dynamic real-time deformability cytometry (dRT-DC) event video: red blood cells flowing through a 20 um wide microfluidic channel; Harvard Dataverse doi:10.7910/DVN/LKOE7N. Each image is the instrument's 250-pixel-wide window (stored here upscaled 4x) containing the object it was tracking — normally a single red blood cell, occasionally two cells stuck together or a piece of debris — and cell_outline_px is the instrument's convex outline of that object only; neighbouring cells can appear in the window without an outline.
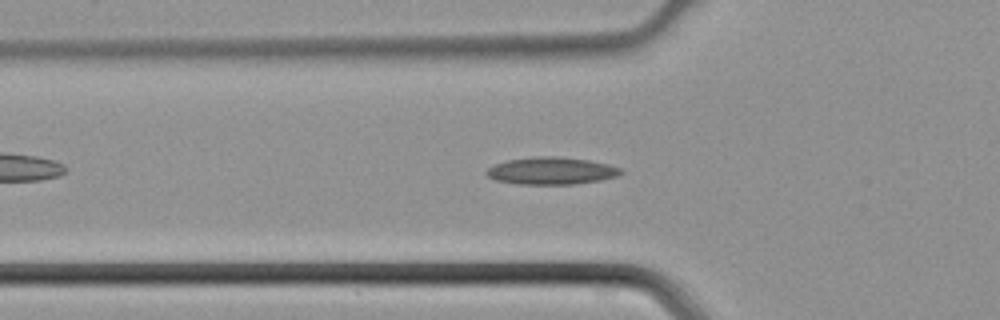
{"species": "common noctule bat (a hibernating species)", "species_latin": "Nyctalus noctula", "temperature_condition": "cold", "stored_images_in_passage": 33, "camera_frame_rate_fps": 3000, "um_per_image_px": 0.085, "animal": {"sex": "male", "body_mass_g": 21.5, "forearm_length_mm": 52.0}, "frame": {"image": 1, "passage_image": 2, "time_ms": 0.333, "image_size_px": [1000, 320], "cell_outline_px": [[624, 172], [616, 176], [600, 180], [576, 184], [520, 184], [496, 180], [488, 176], [484, 172], [488, 168], [496, 164], [508, 160], [536, 156], [556, 156], [588, 160], [608, 164], [620, 168]], "centroid_in_image_um": [46.87, 14.52], "position_along_channel_um": 78.9, "area_um2": 21.21}}
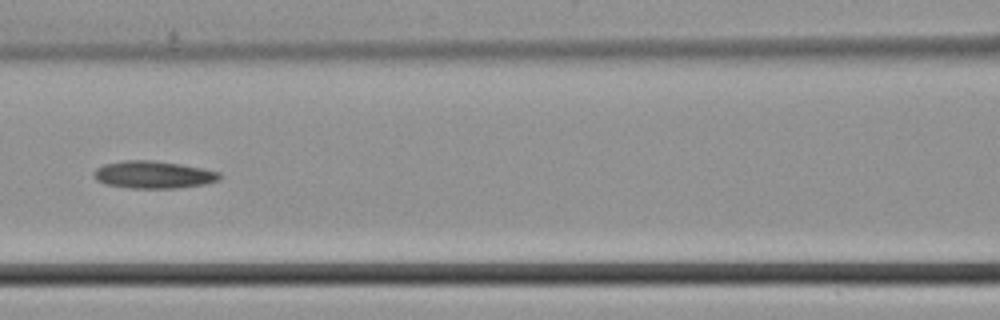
{"frame": {"image": 2, "passage_image": 7, "time_ms": 2.0, "image_size_px": [1000, 320], "cell_outline_px": [[224, 176], [216, 180], [204, 184], [176, 188], [128, 188], [104, 184], [96, 180], [92, 176], [92, 172], [96, 168], [104, 164], [124, 160], [152, 160], [180, 164], [220, 172]], "centroid_in_image_um": [12.98, 14.85], "position_along_channel_um": 153.6, "area_um2": 20.17}}
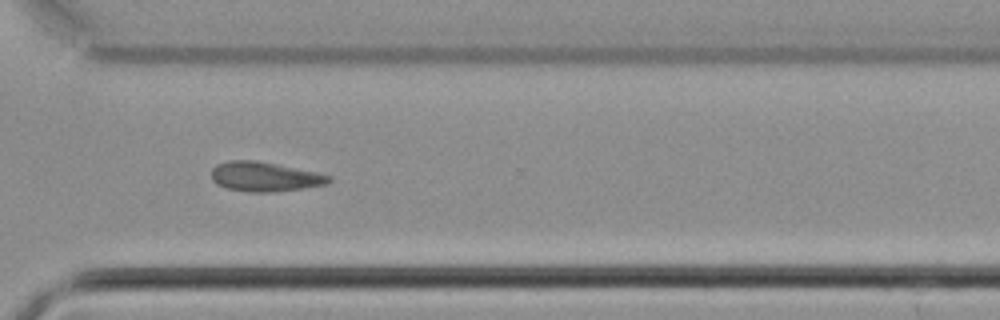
{"frame": {"image": 3, "passage_image": 20, "time_ms": 6.333, "image_size_px": [1000, 320], "cell_outline_px": [[332, 180], [328, 184], [304, 188], [272, 192], [248, 192], [228, 188], [216, 184], [212, 180], [212, 168], [216, 164], [228, 160], [252, 160], [332, 176]], "centroid_in_image_um": [22.46, 15.03], "position_along_channel_um": 348.1, "area_um2": 19.88}}